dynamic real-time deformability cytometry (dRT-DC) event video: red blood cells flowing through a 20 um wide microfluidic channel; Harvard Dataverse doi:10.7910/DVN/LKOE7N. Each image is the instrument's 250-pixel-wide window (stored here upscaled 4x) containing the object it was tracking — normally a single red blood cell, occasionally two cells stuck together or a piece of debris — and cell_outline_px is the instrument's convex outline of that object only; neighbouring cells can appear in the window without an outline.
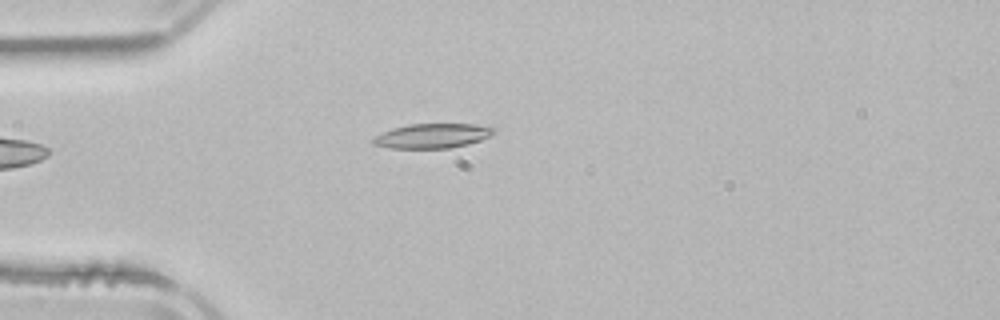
{"species": "common noctule bat (a hibernating species)", "species_latin": "Nyctalus noctula", "temperature_condition": "room temperature", "stored_images_in_passage": 3, "camera_frame_rate_fps": 3000, "um_per_image_px": 0.085, "animal": {"sex": "male", "body_mass_g": 21.5, "forearm_length_mm": 52.0}, "frame": {"image": 1, "passage_image": 3, "time_ms": 4.0, "image_size_px": [1000, 320], "cell_outline_px": [[496, 132], [480, 140], [468, 144], [448, 148], [392, 148], [372, 144], [372, 136], [392, 128], [408, 124], [476, 124], [496, 128]], "centroid_in_image_um": [36.72, 11.54], "position_along_channel_um": 48.3, "area_um2": 17.34}}